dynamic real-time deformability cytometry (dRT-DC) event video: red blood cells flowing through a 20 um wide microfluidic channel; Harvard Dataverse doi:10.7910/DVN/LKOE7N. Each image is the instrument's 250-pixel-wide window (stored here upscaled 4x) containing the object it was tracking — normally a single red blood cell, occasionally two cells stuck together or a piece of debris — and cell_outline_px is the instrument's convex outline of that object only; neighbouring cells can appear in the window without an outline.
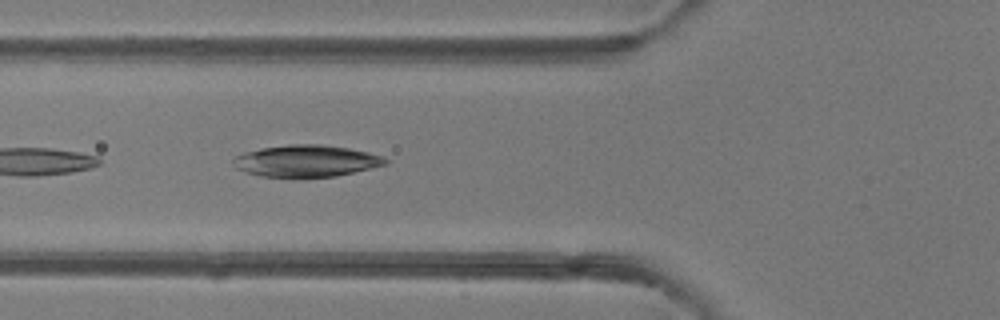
{"species": "common noctule bat (a hibernating species)", "species_latin": "Nyctalus noctula", "temperature_condition": "room temperature", "stored_images_in_passage": 6, "camera_frame_rate_fps": 3000, "um_per_image_px": 0.085, "animal": {"sex": "female"}, "frame": {"image": 1, "passage_image": 6, "time_ms": 5.667, "image_size_px": [1000, 320], "cell_outline_px": [[388, 164], [336, 176], [260, 176], [236, 168], [232, 164], [232, 160], [236, 156], [244, 152], [260, 148], [288, 144], [320, 144], [348, 148], [368, 152], [384, 156], [388, 160]], "centroid_in_image_um": [26.04, 13.66], "position_along_channel_um": 99.8, "area_um2": 27.92}}